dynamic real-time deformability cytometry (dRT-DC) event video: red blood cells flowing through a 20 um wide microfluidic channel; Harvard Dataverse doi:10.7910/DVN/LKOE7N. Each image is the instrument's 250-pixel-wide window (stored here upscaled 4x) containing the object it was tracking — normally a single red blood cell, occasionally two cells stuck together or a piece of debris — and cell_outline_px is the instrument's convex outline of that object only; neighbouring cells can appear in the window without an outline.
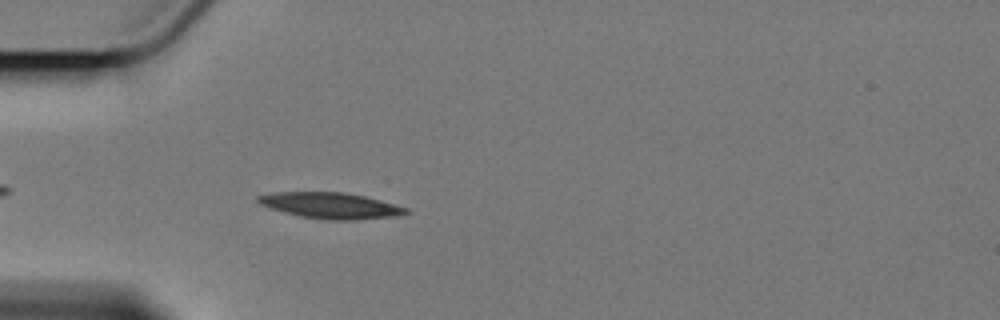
{"species": "Egyptian fruit bat (a non-hibernating species)", "species_latin": "Rousettus aegyptiacus", "temperature_condition": "cold", "stored_images_in_passage": 5, "camera_frame_rate_fps": 3000, "um_per_image_px": 0.085, "animal": {"sex": "female"}, "frame": {"image": 1, "passage_image": 5, "time_ms": 4.667, "image_size_px": [1000, 320], "cell_outline_px": [[408, 212], [396, 216], [356, 220], [328, 220], [300, 216], [268, 208], [260, 204], [256, 200], [256, 196], [272, 192], [344, 192], [364, 196], [380, 200], [408, 208]], "centroid_in_image_um": [28.06, 17.47], "position_along_channel_um": 56.9, "area_um2": 22.43}}